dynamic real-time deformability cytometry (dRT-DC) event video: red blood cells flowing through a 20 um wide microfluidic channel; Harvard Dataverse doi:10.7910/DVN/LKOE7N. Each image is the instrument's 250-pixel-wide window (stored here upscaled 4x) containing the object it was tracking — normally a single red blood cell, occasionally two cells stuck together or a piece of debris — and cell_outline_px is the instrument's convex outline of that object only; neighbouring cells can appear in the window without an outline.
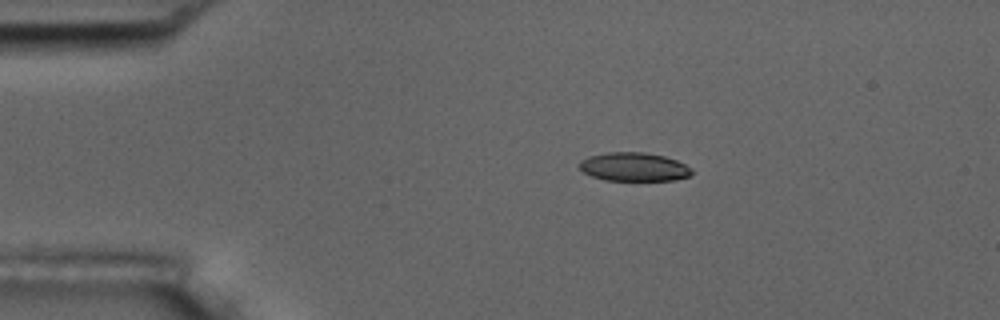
{"species": "common noctule bat (a hibernating species)", "species_latin": "Nyctalus noctula", "temperature_condition": "room temperature", "stored_images_in_passage": 5, "camera_frame_rate_fps": 3000, "um_per_image_px": 0.085, "animal": {"sex": "male", "body_mass_g": 17.5, "forearm_length_mm": 52.3}, "frame": {"image": 1, "passage_image": 3, "time_ms": 2.333, "image_size_px": [1000, 320], "cell_outline_px": [[692, 172], [688, 176], [676, 180], [604, 180], [592, 176], [584, 172], [580, 168], [580, 160], [588, 156], [608, 152], [644, 152], [664, 156], [676, 160], [692, 168]], "centroid_in_image_um": [53.88, 14.18], "position_along_channel_um": 31.1, "area_um2": 18.67}}
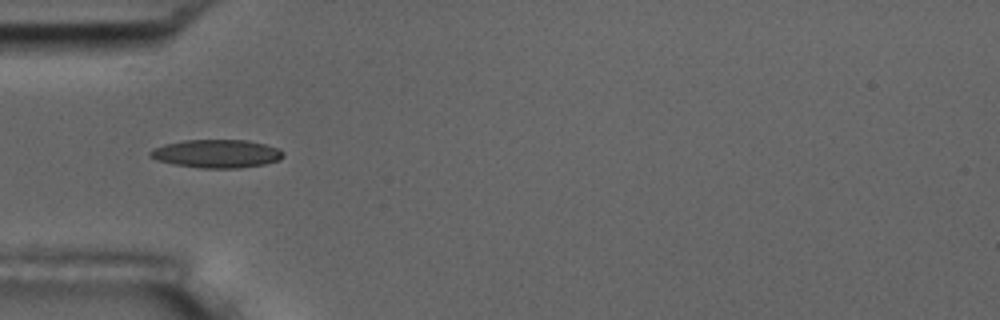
{"frame": {"image": 2, "passage_image": 5, "time_ms": 4.667, "image_size_px": [1000, 320], "cell_outline_px": [[284, 156], [280, 160], [264, 164], [240, 168], [200, 168], [176, 164], [156, 160], [148, 156], [148, 152], [164, 144], [184, 140], [248, 140], [280, 148], [284, 152]], "centroid_in_image_um": [18.44, 13.06], "position_along_channel_um": 66.6, "area_um2": 21.96}}